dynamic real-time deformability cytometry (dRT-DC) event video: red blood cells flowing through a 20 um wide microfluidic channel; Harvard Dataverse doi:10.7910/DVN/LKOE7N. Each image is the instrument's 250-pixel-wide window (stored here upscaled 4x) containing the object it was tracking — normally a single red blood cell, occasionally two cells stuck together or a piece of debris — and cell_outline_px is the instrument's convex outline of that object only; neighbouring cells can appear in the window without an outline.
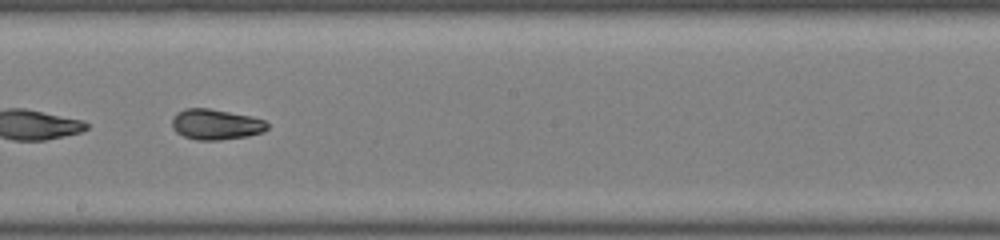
{"species": "common noctule bat (a hibernating species)", "species_latin": "Nyctalus noctula", "temperature_condition": "warm", "stored_images_in_passage": 36, "camera_frame_rate_fps": 3000, "um_per_image_px": 0.085, "animal": {"sex": "male", "body_mass_g": 19.0, "forearm_length_mm": 50.8}, "frame": {"image": 1, "passage_image": 21, "time_ms": 6.667, "image_size_px": [1000, 240], "cell_outline_px": [[268, 128], [264, 132], [248, 136], [220, 140], [196, 140], [184, 136], [176, 132], [172, 128], [172, 116], [176, 112], [184, 108], [208, 108], [252, 116], [264, 120], [268, 124]], "centroid_in_image_um": [18.33, 10.57], "position_along_channel_um": 229.9, "area_um2": 17.17}}
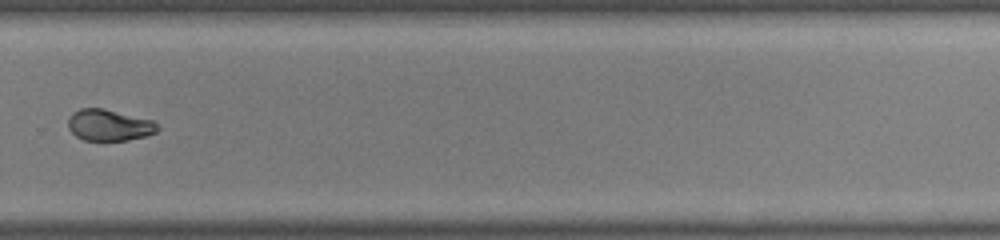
{"frame": {"image": 2, "passage_image": 26, "time_ms": 8.333, "image_size_px": [1000, 240], "cell_outline_px": [[160, 128], [156, 132], [144, 136], [128, 140], [84, 140], [76, 136], [68, 128], [68, 116], [72, 112], [80, 108], [104, 108], [152, 120]], "centroid_in_image_um": [9.24, 10.62], "position_along_channel_um": 320.6, "area_um2": 16.36}}